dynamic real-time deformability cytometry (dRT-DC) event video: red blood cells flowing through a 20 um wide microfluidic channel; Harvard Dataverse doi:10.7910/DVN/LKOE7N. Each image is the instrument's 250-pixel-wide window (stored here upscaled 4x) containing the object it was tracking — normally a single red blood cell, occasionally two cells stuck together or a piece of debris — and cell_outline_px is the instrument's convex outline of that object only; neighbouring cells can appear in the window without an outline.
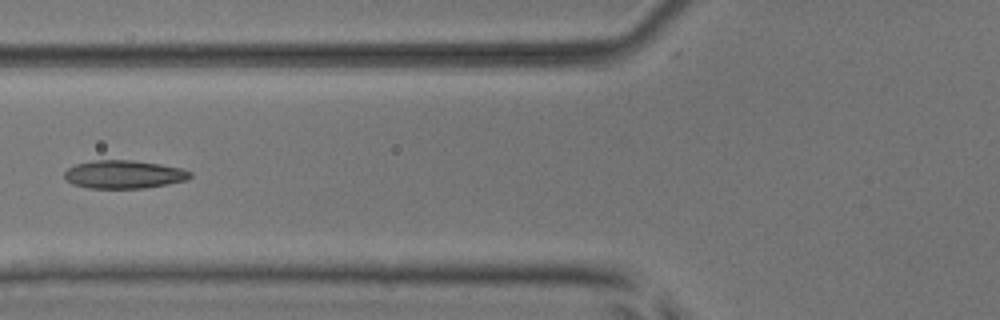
{"species": "common noctule bat (a hibernating species)", "species_latin": "Nyctalus noctula", "temperature_condition": "room temperature", "stored_images_in_passage": 7, "camera_frame_rate_fps": 3000, "um_per_image_px": 0.085, "animal": {"sex": "male", "body_mass_g": 17.9, "forearm_length_mm": 54.2}, "frame": {"image": 1, "passage_image": 6, "time_ms": 6.0, "image_size_px": [1000, 320], "cell_outline_px": [[192, 176], [184, 180], [168, 184], [144, 188], [88, 188], [72, 184], [64, 176], [64, 172], [68, 168], [76, 164], [92, 160], [132, 160], [160, 164], [180, 168], [192, 172]], "centroid_in_image_um": [10.51, 14.82], "position_along_channel_um": 115.3, "area_um2": 20.58}}
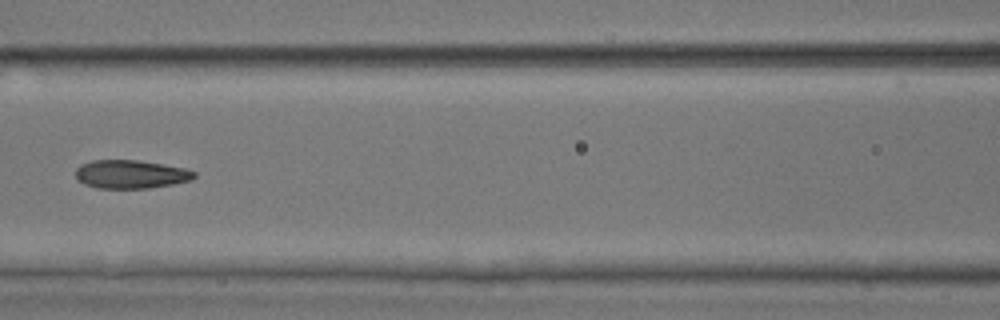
{"frame": {"image": 2, "passage_image": 7, "time_ms": 7.0, "image_size_px": [1000, 320], "cell_outline_px": [[196, 176], [192, 180], [172, 184], [148, 188], [96, 188], [84, 184], [76, 180], [76, 168], [80, 164], [92, 160], [136, 160], [184, 168], [196, 172]], "centroid_in_image_um": [11.08, 14.81], "position_along_channel_um": 155.5, "area_um2": 19.65}}